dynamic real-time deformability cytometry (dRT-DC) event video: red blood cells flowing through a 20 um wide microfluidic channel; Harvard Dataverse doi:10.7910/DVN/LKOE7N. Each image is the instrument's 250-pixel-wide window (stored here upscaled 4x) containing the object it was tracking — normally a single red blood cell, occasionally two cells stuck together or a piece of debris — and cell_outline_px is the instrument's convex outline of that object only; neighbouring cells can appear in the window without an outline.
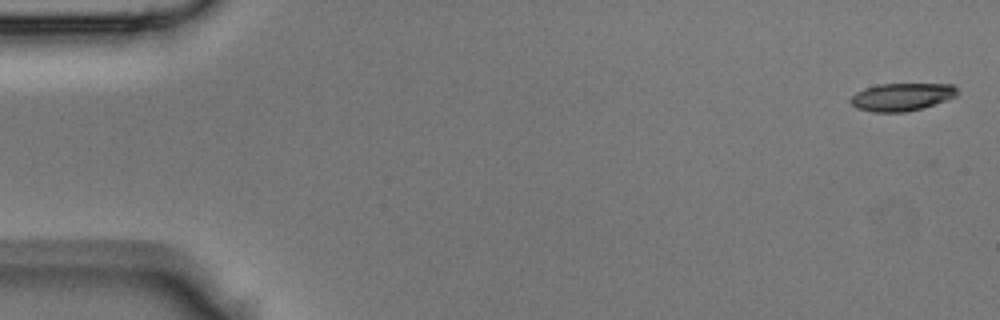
{"species": "Egyptian fruit bat (a non-hibernating species)", "species_latin": "Rousettus aegyptiacus", "temperature_condition": "room temperature", "stored_images_in_passage": 39, "camera_frame_rate_fps": 3000, "um_per_image_px": 0.085, "animal": {"sex": "male"}, "frame": {"image": 1, "passage_image": 1, "time_ms": 0.0, "image_size_px": [1000, 320], "cell_outline_px": [[960, 92], [956, 96], [948, 100], [920, 108], [904, 112], [872, 112], [856, 108], [848, 100], [856, 92], [864, 88], [880, 84], [952, 84]], "centroid_in_image_um": [76.64, 8.23], "position_along_channel_um": 8.4, "area_um2": 17.28}}
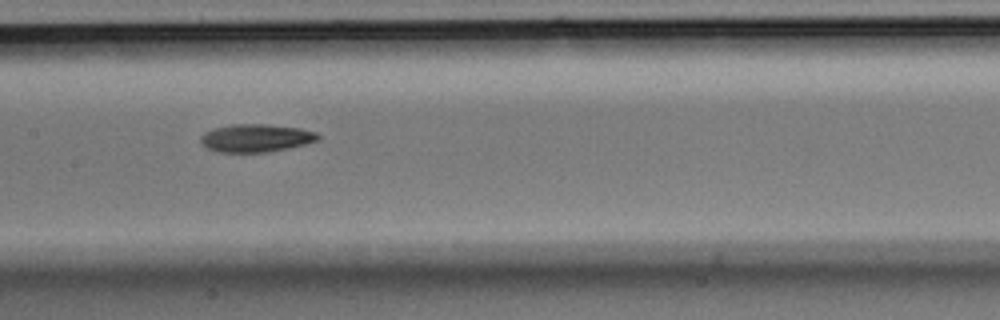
{"frame": {"image": 2, "passage_image": 21, "time_ms": 6.667, "image_size_px": [1000, 320], "cell_outline_px": [[320, 140], [288, 148], [268, 152], [216, 152], [200, 144], [200, 136], [204, 132], [216, 128], [232, 124], [264, 124], [300, 128], [316, 132], [320, 136]], "centroid_in_image_um": [21.74, 11.73], "position_along_channel_um": 185.7, "area_um2": 19.13}}
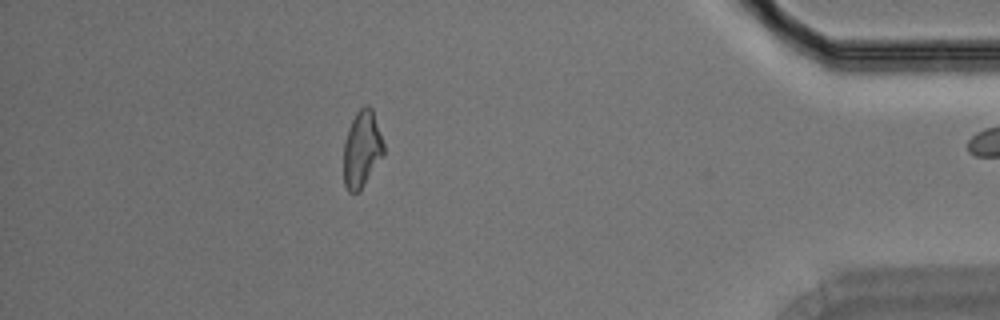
{"frame": {"image": 3, "passage_image": 38, "time_ms": 12.333, "image_size_px": [1000, 320], "cell_outline_px": [[384, 156], [360, 188], [356, 192], [348, 192], [344, 184], [344, 144], [348, 128], [356, 112], [364, 104], [368, 104], [372, 108], [384, 144]], "centroid_in_image_um": [30.76, 12.63], "position_along_channel_um": 404.4, "area_um2": 17.74}}